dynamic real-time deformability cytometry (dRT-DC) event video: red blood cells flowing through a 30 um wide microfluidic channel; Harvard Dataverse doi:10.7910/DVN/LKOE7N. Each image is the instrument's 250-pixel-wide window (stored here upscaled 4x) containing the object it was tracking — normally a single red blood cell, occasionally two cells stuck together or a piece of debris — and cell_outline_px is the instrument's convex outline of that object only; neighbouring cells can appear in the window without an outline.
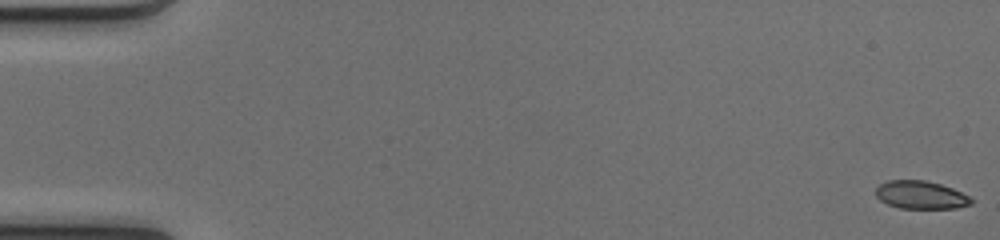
{"species": "common noctule bat (a hibernating species)", "species_latin": "Nyctalus noctula", "temperature_condition": "cold", "stored_images_in_passage": 51, "camera_frame_rate_fps": 3000, "um_per_image_px": 0.085, "animal": {"sex": "female", "body_mass_g": 17.0, "forearm_length_mm": 48.0}, "frame": {"image": 1, "passage_image": 1, "time_ms": 0.0, "image_size_px": [1000, 240], "cell_outline_px": [[972, 204], [956, 208], [900, 208], [888, 204], [880, 200], [876, 196], [876, 188], [880, 184], [888, 180], [924, 180], [940, 184], [952, 188], [968, 196], [972, 200]], "centroid_in_image_um": [78.24, 16.57], "position_along_channel_um": 6.8, "area_um2": 15.43}}
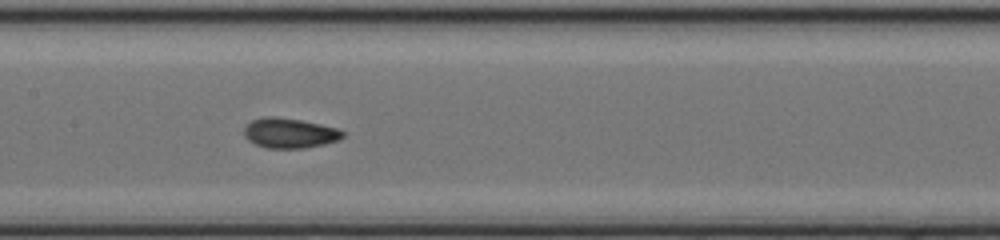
{"frame": {"image": 2, "passage_image": 26, "time_ms": 8.333, "image_size_px": [1000, 240], "cell_outline_px": [[344, 136], [340, 140], [324, 144], [304, 148], [268, 148], [256, 144], [248, 140], [244, 136], [244, 128], [252, 120], [264, 116], [276, 116], [300, 120], [320, 124], [336, 128], [344, 132]], "centroid_in_image_um": [24.61, 11.31], "position_along_channel_um": 182.8, "area_um2": 17.22}}
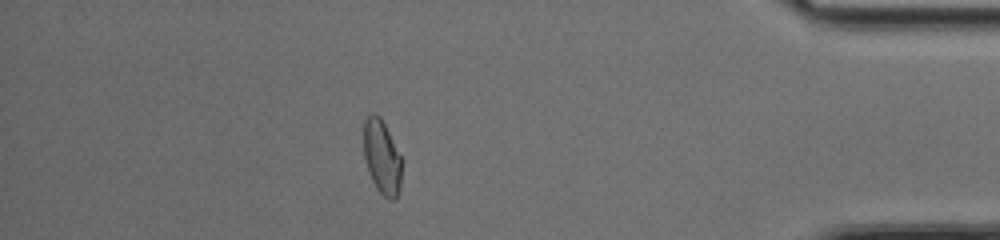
{"frame": {"image": 3, "passage_image": 45, "time_ms": 14.667, "image_size_px": [1000, 240], "cell_outline_px": [[404, 160], [400, 188], [396, 200], [388, 200], [376, 188], [368, 172], [364, 156], [364, 116], [372, 112], [380, 116]], "centroid_in_image_um": [32.49, 13.36], "position_along_channel_um": 402.7, "area_um2": 17.05}, "authors_computed_cell_mechanics": {"area_um2": 16.8776, "velocity_mm_per_s": 4.1359, "shape_relaxation_time_tau1_ms": null, "shape_relaxation_time_tau2_ms": 2.0448, "deformation_change_tau1": null, "deformation_change_tau2": 0.0563}}